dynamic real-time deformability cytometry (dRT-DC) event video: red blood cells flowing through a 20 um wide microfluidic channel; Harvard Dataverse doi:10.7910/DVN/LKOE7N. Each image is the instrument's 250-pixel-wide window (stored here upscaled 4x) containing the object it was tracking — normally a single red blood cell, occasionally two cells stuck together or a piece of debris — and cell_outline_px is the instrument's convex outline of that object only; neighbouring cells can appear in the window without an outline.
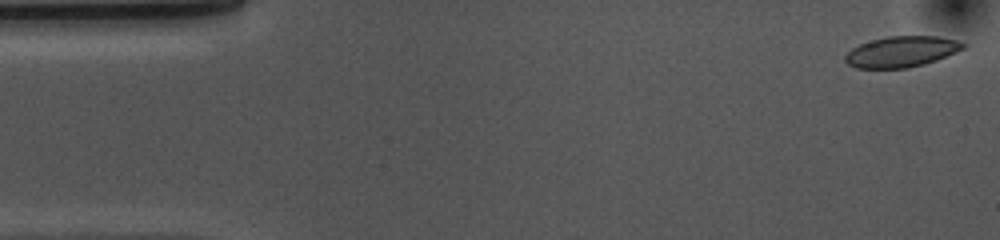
{"species": "common noctule bat (a hibernating species)", "species_latin": "Nyctalus noctula", "temperature_condition": "cold", "stored_images_in_passage": 53, "camera_frame_rate_fps": 3000, "um_per_image_px": 0.085, "animal": {"sex": "female", "body_mass_g": 10.0, "forearm_length_mm": 53.1}, "frame": {"image": 1, "passage_image": 1, "time_ms": 0.0, "image_size_px": [1000, 240], "cell_outline_px": [[968, 44], [964, 48], [936, 60], [924, 64], [908, 68], [856, 68], [848, 64], [844, 60], [844, 56], [852, 48], [860, 44], [872, 40], [888, 36], [940, 36], [956, 40]], "centroid_in_image_um": [76.62, 4.39], "position_along_channel_um": 8.4, "area_um2": 21.15}}
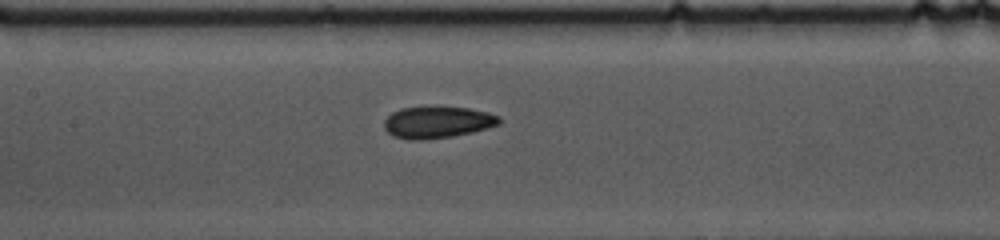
{"frame": {"image": 2, "passage_image": 23, "time_ms": 7.333, "image_size_px": [1000, 240], "cell_outline_px": [[500, 124], [472, 132], [452, 136], [424, 140], [408, 140], [392, 136], [384, 128], [384, 120], [392, 112], [400, 108], [468, 108], [488, 112], [500, 116]], "centroid_in_image_um": [37.16, 10.41], "position_along_channel_um": 170.2, "area_um2": 21.04}}
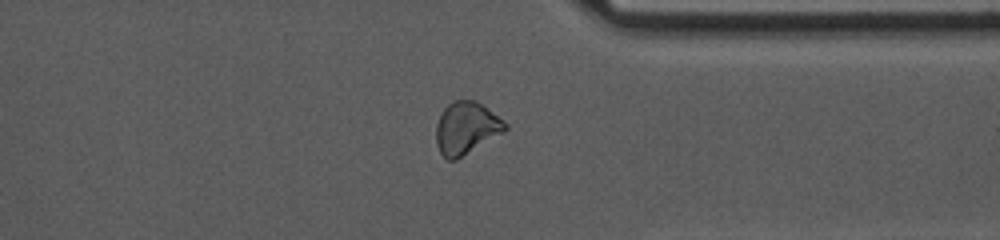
{"frame": {"image": 3, "passage_image": 40, "time_ms": 13.0, "image_size_px": [1000, 240], "cell_outline_px": [[508, 128], [504, 132], [456, 160], [448, 160], [440, 152], [436, 144], [436, 124], [444, 108], [448, 104], [456, 100], [476, 100], [504, 120], [508, 124]], "centroid_in_image_um": [39.64, 10.88], "position_along_channel_um": 371.8, "area_um2": 21.04}, "authors_computed_cell_mechanics": {"area_um2": 21.6172, "velocity_mm_per_s": 3.6631, "shape_relaxation_time_tau1_ms": 7.1079, "shape_relaxation_time_tau2_ms": 4.7539, "deformation_change_tau1": 0.1244, "deformation_change_tau2": 0.0883}}